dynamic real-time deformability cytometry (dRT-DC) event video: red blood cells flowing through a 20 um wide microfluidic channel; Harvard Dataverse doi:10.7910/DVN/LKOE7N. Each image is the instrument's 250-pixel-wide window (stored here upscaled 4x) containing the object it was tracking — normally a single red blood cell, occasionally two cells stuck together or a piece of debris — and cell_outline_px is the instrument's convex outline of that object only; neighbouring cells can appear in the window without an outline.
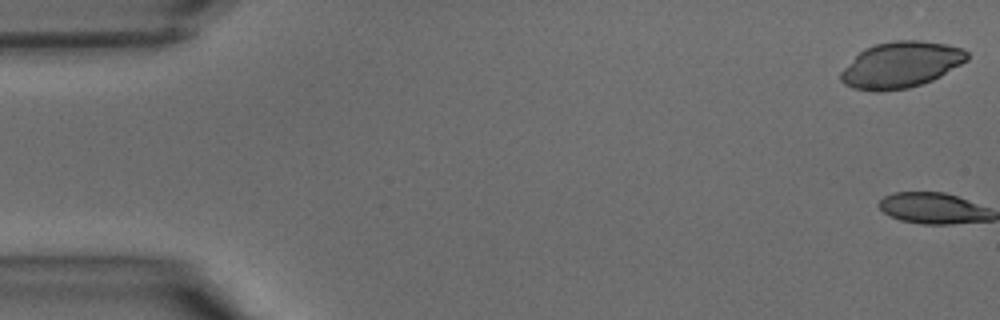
{"species": "common noctule bat (a hibernating species)", "species_latin": "Nyctalus noctula", "temperature_condition": "warm", "stored_images_in_passage": 2, "camera_frame_rate_fps": 3000, "um_per_image_px": 0.085, "animal": {"sex": "male", "body_mass_g": 15.6}, "frame": {"image": 1, "passage_image": 1, "time_ms": 0.0, "image_size_px": [1000, 320], "cell_outline_px": [[968, 60], [940, 76], [932, 80], [908, 88], [876, 92], [872, 92], [852, 88], [844, 84], [840, 80], [840, 72], [864, 48], [876, 44], [896, 40], [920, 40], [948, 44], [964, 48], [968, 52]], "centroid_in_image_um": [76.58, 5.51], "position_along_channel_um": 8.4, "area_um2": 33.99}}